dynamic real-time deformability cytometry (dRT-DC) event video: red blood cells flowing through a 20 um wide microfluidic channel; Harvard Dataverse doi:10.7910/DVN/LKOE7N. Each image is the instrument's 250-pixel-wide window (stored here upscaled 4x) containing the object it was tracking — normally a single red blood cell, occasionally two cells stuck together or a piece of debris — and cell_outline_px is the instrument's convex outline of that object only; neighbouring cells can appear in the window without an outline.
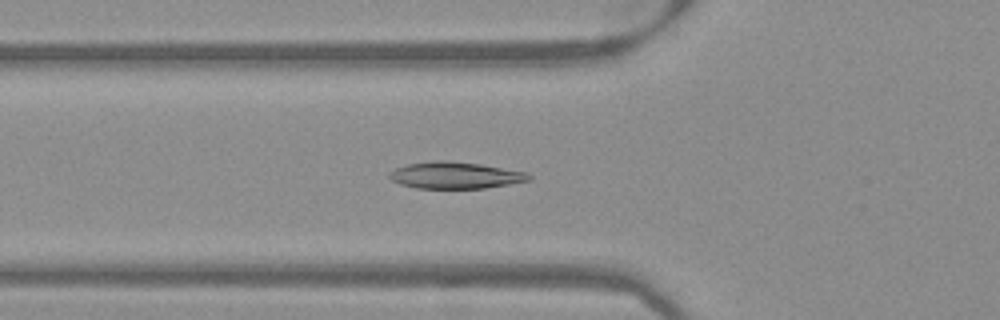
{"species": "Egyptian fruit bat (a non-hibernating species)", "species_latin": "Rousettus aegyptiacus", "temperature_condition": "warm", "stored_images_in_passage": 43, "camera_frame_rate_fps": 3000, "um_per_image_px": 0.085, "frame": {"image": 1, "passage_image": 10, "time_ms": 3.0, "image_size_px": [1000, 320], "cell_outline_px": [[532, 180], [484, 188], [416, 188], [400, 184], [392, 180], [388, 176], [388, 172], [396, 168], [408, 164], [436, 160], [444, 160], [480, 164], [528, 172], [532, 176]], "centroid_in_image_um": [38.7, 14.9], "position_along_channel_um": 87.1, "area_um2": 21.68}}
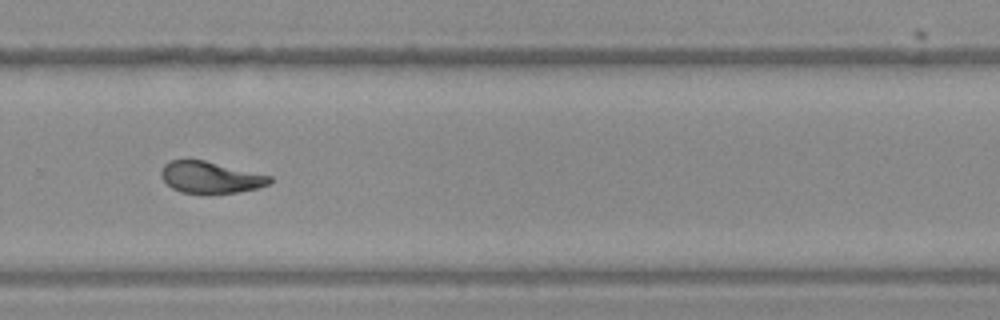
{"frame": {"image": 2, "passage_image": 27, "time_ms": 8.667, "image_size_px": [1000, 320], "cell_outline_px": [[272, 180], [268, 184], [260, 188], [240, 192], [208, 196], [180, 192], [172, 188], [160, 176], [160, 172], [164, 164], [172, 160], [204, 160], [272, 176]], "centroid_in_image_um": [17.89, 15.12], "position_along_channel_um": 311.9, "area_um2": 20.58}}
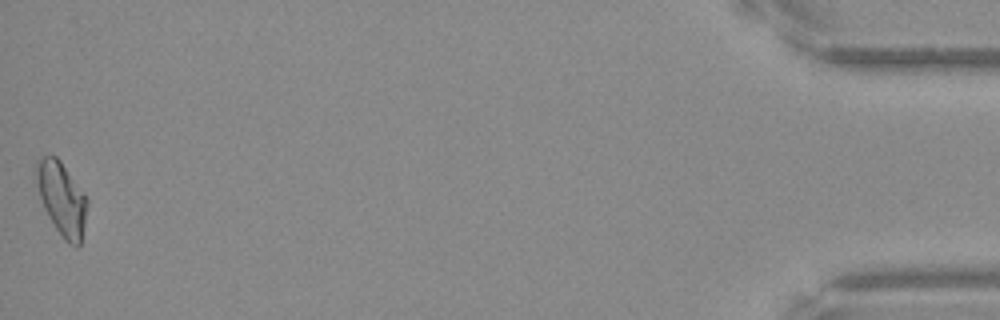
{"frame": {"image": 3, "passage_image": 43, "time_ms": 14.0, "image_size_px": [1000, 320], "cell_outline_px": [[88, 204], [80, 244], [76, 248], [68, 244], [64, 240], [56, 228], [44, 208], [36, 184], [36, 160], [40, 156], [56, 156], [60, 160], [88, 200]], "centroid_in_image_um": [5.24, 16.89], "position_along_channel_um": 430.0, "area_um2": 21.44}}